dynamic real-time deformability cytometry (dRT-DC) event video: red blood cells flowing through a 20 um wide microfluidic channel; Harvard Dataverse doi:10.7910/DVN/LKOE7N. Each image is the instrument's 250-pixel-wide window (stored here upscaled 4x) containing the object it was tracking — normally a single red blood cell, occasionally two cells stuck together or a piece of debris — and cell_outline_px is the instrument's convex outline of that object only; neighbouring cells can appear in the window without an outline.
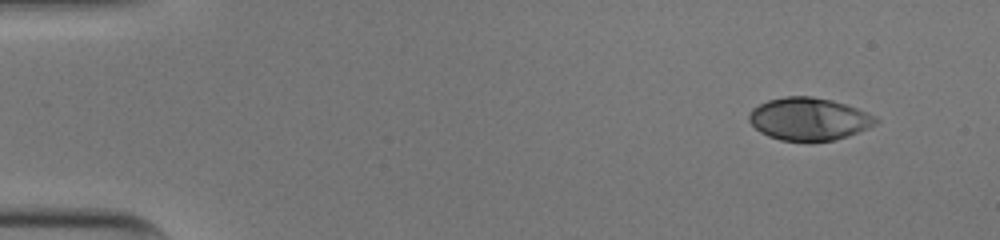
{"species": "human", "species_latin": "Homo sapiens", "temperature_condition": "cold", "stored_images_in_passage": 48, "camera_frame_rate_fps": 3000, "um_per_image_px": 0.085, "donor": {"sex": "male"}, "frame": {"image": 1, "passage_image": 1, "time_ms": 0.0, "image_size_px": [1000, 240], "cell_outline_px": [[880, 120], [876, 124], [868, 128], [848, 136], [832, 140], [780, 140], [768, 136], [760, 132], [748, 120], [748, 116], [752, 108], [768, 100], [784, 96], [812, 96], [832, 100], [856, 108], [876, 116]], "centroid_in_image_um": [68.75, 10.1], "position_along_channel_um": 16.2, "area_um2": 31.27}}
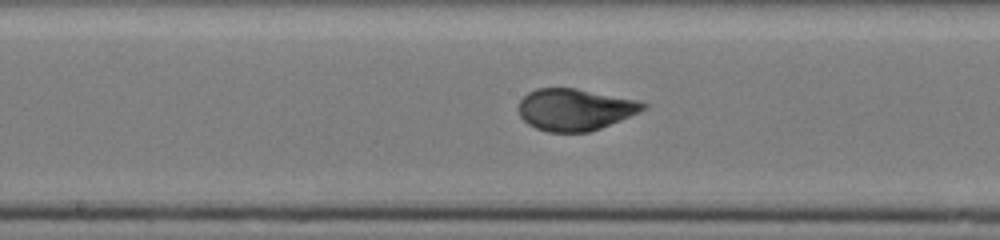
{"frame": {"image": 2, "passage_image": 24, "time_ms": 7.667, "image_size_px": [1000, 240], "cell_outline_px": [[648, 108], [640, 112], [600, 128], [588, 132], [548, 132], [536, 128], [528, 124], [520, 116], [520, 100], [528, 92], [536, 88], [576, 88], [636, 100], [648, 104]], "centroid_in_image_um": [48.88, 9.31], "position_along_channel_um": 199.3, "area_um2": 30.17}}
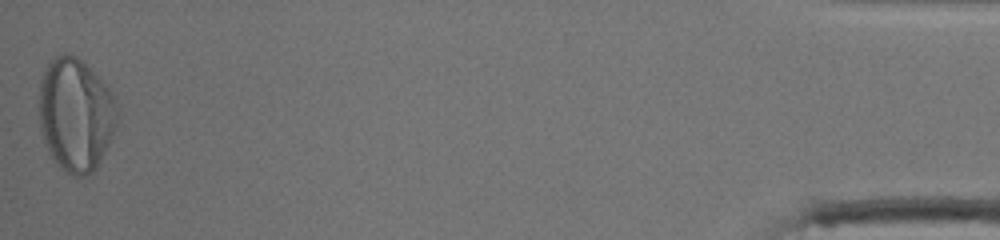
{"frame": {"image": 3, "passage_image": 48, "time_ms": 15.667, "image_size_px": [1000, 240], "cell_outline_px": [[120, 108], [116, 124], [112, 136], [96, 168], [92, 172], [84, 176], [72, 176], [56, 164], [48, 152], [44, 144], [40, 128], [40, 80], [44, 68], [56, 56], [64, 52], [68, 52], [76, 56], [116, 92]], "centroid_in_image_um": [6.46, 9.72], "position_along_channel_um": 428.7, "area_um2": 52.37}, "authors_computed_cell_mechanics": {"area_um2": 31.1831, "velocity_mm_per_s": 3.9843, "shape_relaxation_time_tau1_ms": 5.1092, "shape_relaxation_time_tau2_ms": null, "deformation_change_tau1": 0.2717, "deformation_change_tau2": null}}